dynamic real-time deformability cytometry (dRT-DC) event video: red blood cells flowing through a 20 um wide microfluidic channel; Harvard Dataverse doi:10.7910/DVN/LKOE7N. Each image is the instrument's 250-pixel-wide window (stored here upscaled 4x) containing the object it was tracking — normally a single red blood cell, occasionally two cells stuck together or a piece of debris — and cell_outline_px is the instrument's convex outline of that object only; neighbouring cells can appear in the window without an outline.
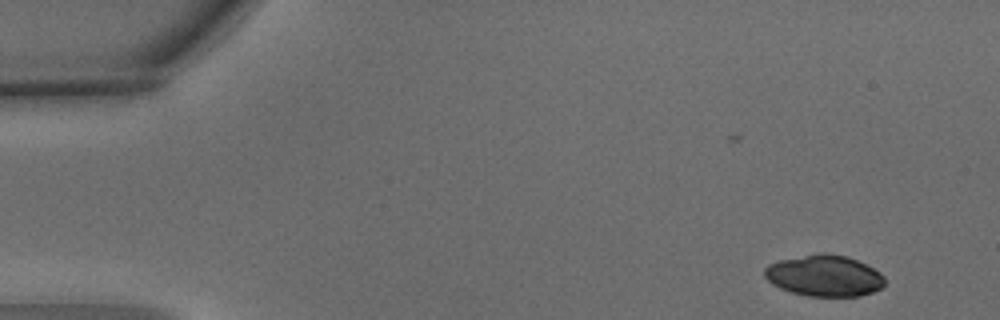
{"species": "common noctule bat (a hibernating species)", "species_latin": "Nyctalus noctula", "temperature_condition": "warm", "stored_images_in_passage": 4, "camera_frame_rate_fps": 3000, "um_per_image_px": 0.085, "animal": {"sex": "male", "body_mass_g": 15.6}, "frame": {"image": 1, "passage_image": 1, "time_ms": 0.0, "image_size_px": [1000, 320], "cell_outline_px": [[884, 284], [880, 288], [872, 292], [860, 296], [808, 296], [792, 292], [780, 288], [772, 284], [764, 276], [764, 268], [768, 264], [780, 260], [820, 252], [824, 252], [848, 256], [880, 272], [884, 276]], "centroid_in_image_um": [70.05, 23.43], "position_along_channel_um": 15.0, "area_um2": 28.9}}
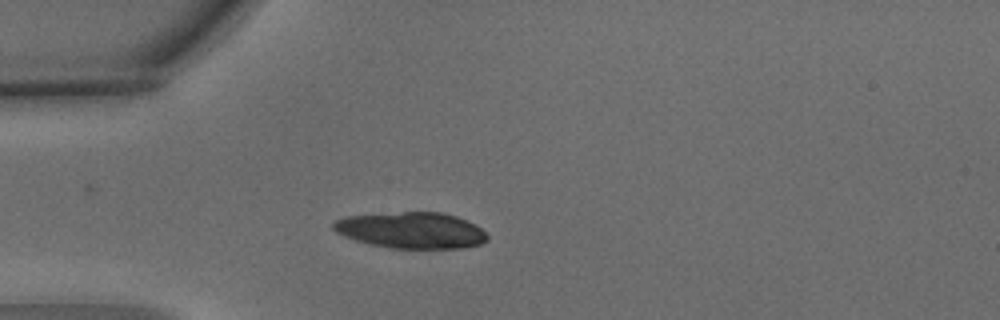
{"frame": {"image": 2, "passage_image": 4, "time_ms": 1.0, "image_size_px": [1000, 320], "cell_outline_px": [[488, 240], [480, 244], [460, 248], [388, 248], [356, 240], [344, 236], [336, 232], [332, 228], [332, 224], [336, 220], [344, 216], [404, 212], [440, 212], [456, 216], [476, 224], [488, 236]], "centroid_in_image_um": [34.96, 19.57], "position_along_channel_um": 50.0, "area_um2": 32.37}}